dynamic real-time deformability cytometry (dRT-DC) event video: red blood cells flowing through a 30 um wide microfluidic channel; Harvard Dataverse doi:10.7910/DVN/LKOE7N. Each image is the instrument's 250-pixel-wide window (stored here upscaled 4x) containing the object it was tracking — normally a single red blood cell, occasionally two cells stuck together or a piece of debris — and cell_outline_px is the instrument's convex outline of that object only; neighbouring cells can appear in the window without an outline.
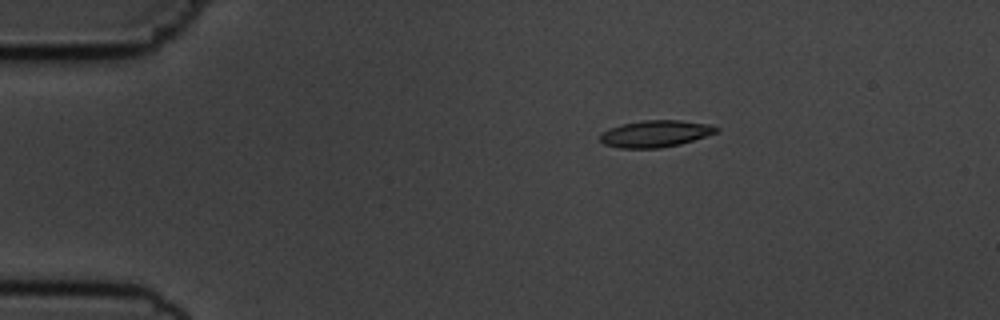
{"species": "common noctule bat (a hibernating species)", "species_latin": "Nyctalus noctula", "temperature_condition": "cold", "stored_images_in_passage": 5, "camera_frame_rate_fps": 3000, "um_per_image_px": 0.085, "animal": {"sex": "male", "body_mass_g": 19.5, "forearm_length_mm": 54.6}, "frame": {"image": 1, "passage_image": 3, "time_ms": 2.333, "image_size_px": [1000, 320], "cell_outline_px": [[720, 128], [716, 132], [680, 144], [660, 148], [620, 148], [604, 144], [600, 140], [600, 136], [608, 128], [624, 124], [644, 120], [680, 120], [712, 124]], "centroid_in_image_um": [55.72, 11.36], "position_along_channel_um": 29.3, "area_um2": 17.98}}